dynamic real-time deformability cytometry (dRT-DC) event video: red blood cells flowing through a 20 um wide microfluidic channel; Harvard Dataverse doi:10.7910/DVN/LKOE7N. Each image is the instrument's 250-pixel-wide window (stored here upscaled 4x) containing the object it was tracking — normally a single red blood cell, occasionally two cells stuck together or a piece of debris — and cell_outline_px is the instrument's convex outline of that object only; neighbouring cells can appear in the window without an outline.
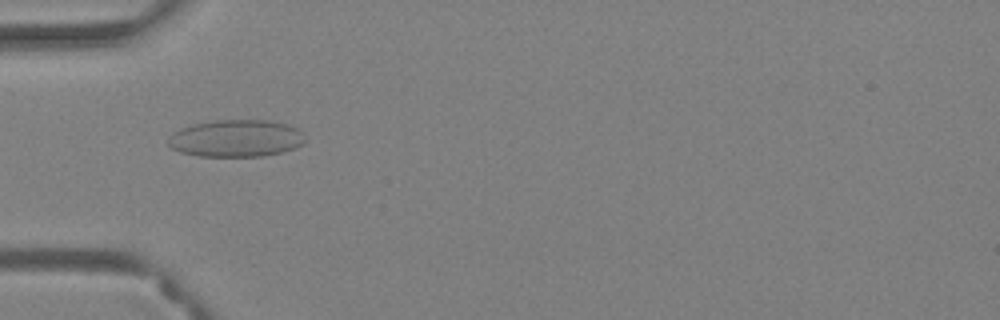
{"species": "Egyptian fruit bat (a non-hibernating species)", "species_latin": "Rousettus aegyptiacus", "temperature_condition": "warm", "stored_images_in_passage": 39, "camera_frame_rate_fps": 3000, "um_per_image_px": 0.085, "animal": {"sex": "female"}, "frame": {"image": 1, "passage_image": 4, "time_ms": 1.0, "image_size_px": [1000, 320], "cell_outline_px": [[304, 144], [280, 152], [264, 156], [200, 156], [180, 152], [172, 148], [168, 144], [168, 136], [180, 128], [192, 124], [212, 120], [268, 120], [288, 124], [296, 128], [300, 132], [304, 140]], "centroid_in_image_um": [20.02, 11.75], "position_along_channel_um": 65.0, "area_um2": 29.59}}
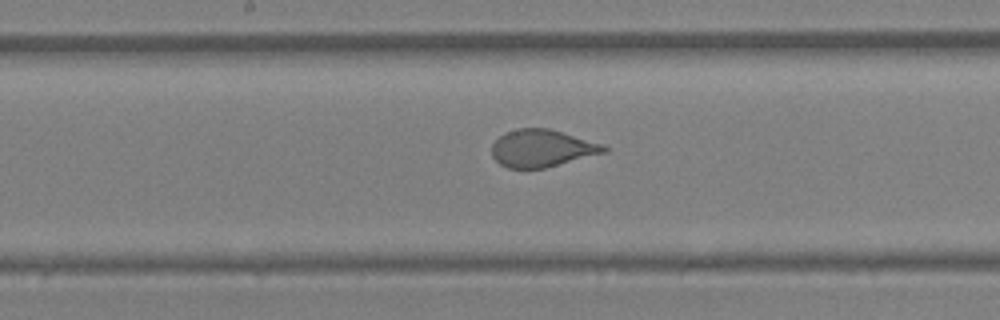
{"frame": {"image": 2, "passage_image": 15, "time_ms": 4.667, "image_size_px": [1000, 320], "cell_outline_px": [[608, 152], [544, 168], [508, 168], [500, 164], [492, 156], [492, 144], [504, 132], [516, 128], [548, 128], [604, 144], [608, 148]], "centroid_in_image_um": [46.07, 12.6], "position_along_channel_um": 202.1, "area_um2": 24.45}}
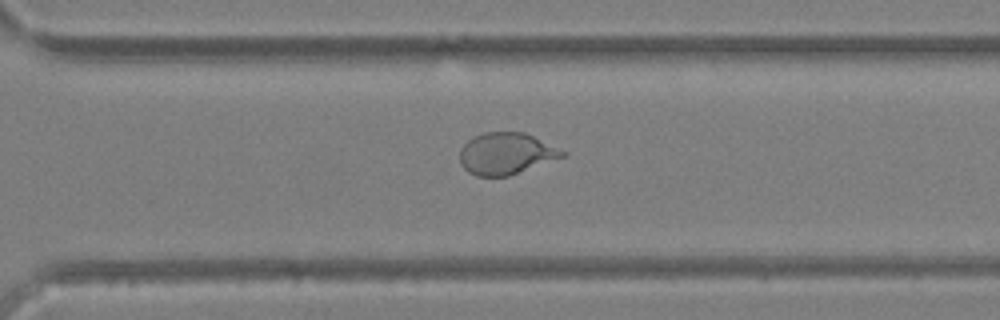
{"frame": {"image": 3, "passage_image": 25, "time_ms": 8.0, "image_size_px": [1000, 320], "cell_outline_px": [[568, 156], [508, 176], [476, 176], [468, 172], [460, 164], [460, 148], [468, 140], [484, 132], [524, 132], [568, 152]], "centroid_in_image_um": [43.05, 13.06], "position_along_channel_um": 327.6, "area_um2": 25.09}, "authors_computed_cell_mechanics": {"area_um2": 25.0274, "velocity_mm_per_s": 3.7807, "shape_relaxation_time_tau1_ms": 9.9947, "shape_relaxation_time_tau2_ms": null, "deformation_change_tau1": 0.2358, "deformation_change_tau2": null}}